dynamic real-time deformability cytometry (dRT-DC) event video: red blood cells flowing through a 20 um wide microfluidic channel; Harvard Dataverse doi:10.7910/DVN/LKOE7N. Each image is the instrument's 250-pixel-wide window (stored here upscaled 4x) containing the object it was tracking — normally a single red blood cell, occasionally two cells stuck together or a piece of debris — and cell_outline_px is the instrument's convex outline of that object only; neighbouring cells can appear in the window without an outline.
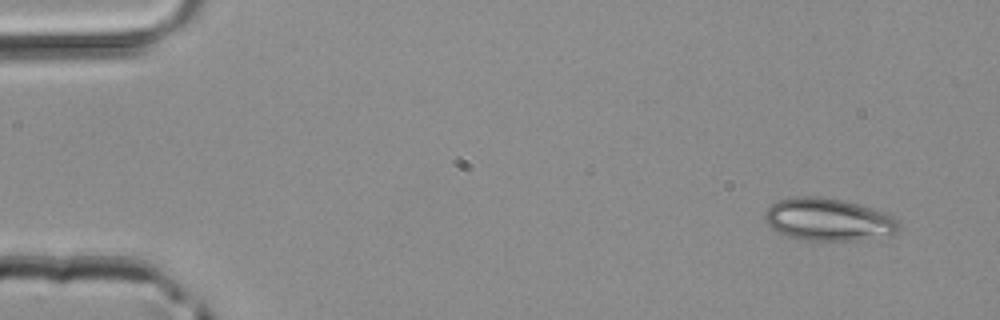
{"species": "common noctule bat (a hibernating species)", "species_latin": "Nyctalus noctula", "temperature_condition": "room temperature", "stored_images_in_passage": 3, "camera_frame_rate_fps": 3000, "um_per_image_px": 0.085, "animal": {"sex": "male", "body_mass_g": 20.4}, "frame": {"image": 1, "passage_image": 1, "time_ms": 0.0, "image_size_px": [1000, 320], "cell_outline_px": [[900, 228], [896, 232], [888, 236], [856, 240], [804, 240], [788, 236], [772, 228], [764, 220], [764, 212], [772, 204], [780, 200], [796, 196], [816, 196], [844, 200], [884, 212], [892, 216], [900, 224]], "centroid_in_image_um": [70.41, 18.66], "position_along_channel_um": 14.6, "area_um2": 33.06}}